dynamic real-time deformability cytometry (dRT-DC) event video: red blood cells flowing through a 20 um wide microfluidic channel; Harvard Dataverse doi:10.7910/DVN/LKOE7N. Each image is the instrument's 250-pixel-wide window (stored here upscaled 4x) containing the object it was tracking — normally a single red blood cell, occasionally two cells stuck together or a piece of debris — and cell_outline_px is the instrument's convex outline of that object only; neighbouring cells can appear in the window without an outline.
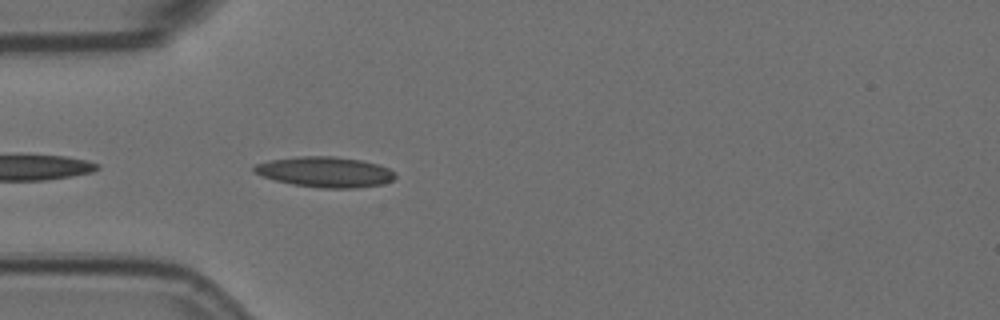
{"species": "Egyptian fruit bat (a non-hibernating species)", "species_latin": "Rousettus aegyptiacus", "temperature_condition": "room temperature", "stored_images_in_passage": 5, "camera_frame_rate_fps": 3000, "um_per_image_px": 0.085, "animal": {"sex": "female"}, "frame": {"image": 1, "passage_image": 5, "time_ms": 1.333, "image_size_px": [1000, 320], "cell_outline_px": [[396, 176], [392, 180], [384, 184], [356, 188], [320, 188], [292, 184], [276, 180], [264, 176], [256, 172], [252, 168], [256, 164], [268, 160], [300, 156], [332, 156], [364, 160], [380, 164], [396, 172]], "centroid_in_image_um": [27.7, 14.61], "position_along_channel_um": 57.3, "area_um2": 25.14}}